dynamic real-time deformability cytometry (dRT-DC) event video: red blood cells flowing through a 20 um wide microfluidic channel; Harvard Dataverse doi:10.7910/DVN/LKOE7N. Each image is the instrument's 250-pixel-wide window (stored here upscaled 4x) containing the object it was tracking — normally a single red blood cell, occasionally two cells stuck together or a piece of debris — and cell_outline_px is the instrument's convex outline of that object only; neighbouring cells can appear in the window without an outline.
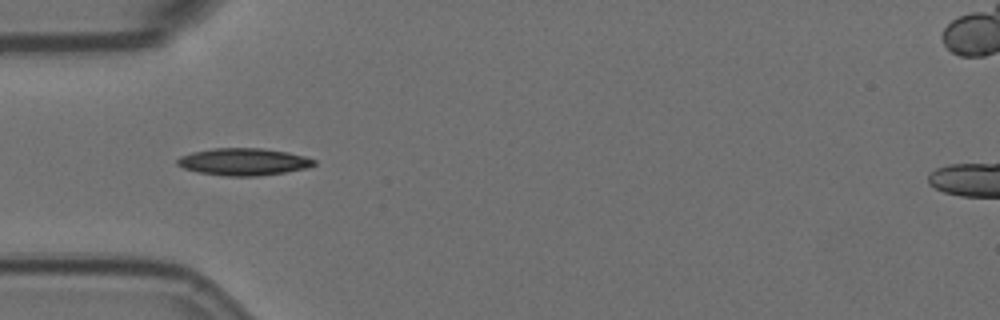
{"species": "Egyptian fruit bat (a non-hibernating species)", "species_latin": "Rousettus aegyptiacus", "temperature_condition": "room temperature", "stored_images_in_passage": 6, "camera_frame_rate_fps": 3000, "um_per_image_px": 0.085, "animal": {"sex": "female"}, "frame": {"image": 1, "passage_image": 5, "time_ms": 1.333, "image_size_px": [1000, 320], "cell_outline_px": [[316, 164], [308, 168], [260, 176], [224, 176], [196, 172], [184, 168], [176, 164], [176, 160], [180, 156], [192, 152], [216, 148], [260, 148], [288, 152], [304, 156], [316, 160]], "centroid_in_image_um": [20.69, 13.76], "position_along_channel_um": 64.3, "area_um2": 21.73}}
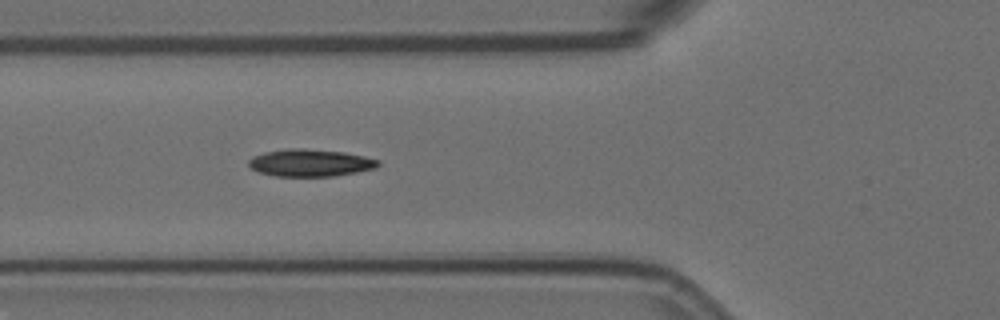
{"frame": {"image": 2, "passage_image": 6, "time_ms": 1.667, "image_size_px": [1000, 320], "cell_outline_px": [[380, 164], [376, 168], [356, 172], [332, 176], [276, 176], [260, 172], [252, 168], [248, 164], [248, 160], [252, 156], [264, 152], [292, 148], [304, 148], [344, 152], [364, 156], [380, 160]], "centroid_in_image_um": [26.38, 13.83], "position_along_channel_um": 99.4, "area_um2": 20.52}}